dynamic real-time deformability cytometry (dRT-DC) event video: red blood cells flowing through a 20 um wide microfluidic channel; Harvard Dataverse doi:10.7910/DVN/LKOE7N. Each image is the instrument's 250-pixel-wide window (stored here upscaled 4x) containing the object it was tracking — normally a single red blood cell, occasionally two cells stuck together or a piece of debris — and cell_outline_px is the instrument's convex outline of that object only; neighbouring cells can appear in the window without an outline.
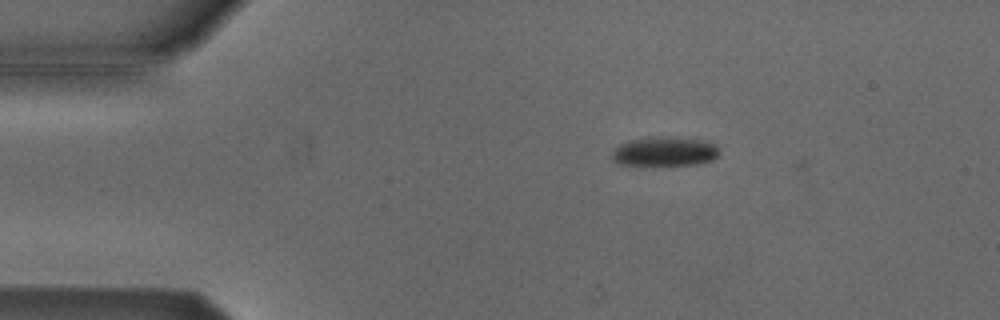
{"species": "Egyptian fruit bat (a non-hibernating species)", "species_latin": "Rousettus aegyptiacus", "temperature_condition": "cold", "stored_images_in_passage": 2, "camera_frame_rate_fps": 3000, "um_per_image_px": 0.085, "animal": {"sex": "male"}, "frame": {"image": 1, "passage_image": 1, "time_ms": 0.0, "image_size_px": [1000, 320], "cell_outline_px": [[720, 152], [712, 160], [696, 164], [620, 164], [612, 160], [612, 152], [620, 144], [628, 140], [704, 140], [716, 144]], "centroid_in_image_um": [56.52, 12.93], "position_along_channel_um": 28.5, "area_um2": 16.94}}